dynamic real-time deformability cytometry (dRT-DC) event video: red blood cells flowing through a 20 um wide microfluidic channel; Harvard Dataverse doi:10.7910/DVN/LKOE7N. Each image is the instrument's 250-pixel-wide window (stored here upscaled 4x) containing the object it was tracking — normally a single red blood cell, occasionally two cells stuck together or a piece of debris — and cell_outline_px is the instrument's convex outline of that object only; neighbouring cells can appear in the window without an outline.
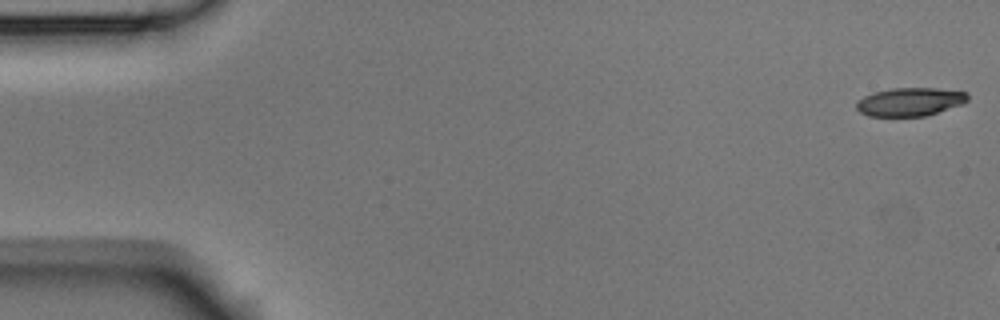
{"species": "Egyptian fruit bat (a non-hibernating species)", "species_latin": "Rousettus aegyptiacus", "temperature_condition": "room temperature", "stored_images_in_passage": 2, "camera_frame_rate_fps": 3000, "um_per_image_px": 0.085, "animal": {"sex": "male"}, "frame": {"image": 1, "passage_image": 1, "time_ms": 0.0, "image_size_px": [1000, 320], "cell_outline_px": [[968, 100], [960, 104], [924, 116], [868, 116], [860, 112], [856, 108], [856, 100], [872, 92], [892, 88], [936, 88], [968, 92]], "centroid_in_image_um": [77.29, 8.64], "position_along_channel_um": 7.7, "area_um2": 18.32}}